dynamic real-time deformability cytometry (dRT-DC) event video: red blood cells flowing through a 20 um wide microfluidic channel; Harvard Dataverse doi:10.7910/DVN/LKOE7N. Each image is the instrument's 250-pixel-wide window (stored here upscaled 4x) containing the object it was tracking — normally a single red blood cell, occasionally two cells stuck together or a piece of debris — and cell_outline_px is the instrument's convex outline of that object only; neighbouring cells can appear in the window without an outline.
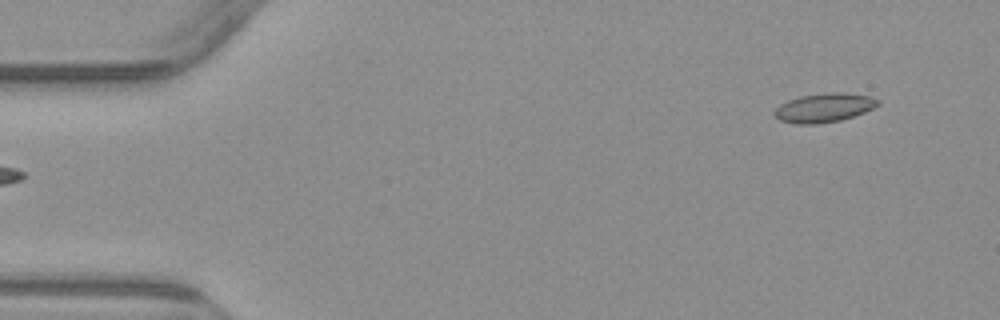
{"species": "common noctule bat (a hibernating species)", "species_latin": "Nyctalus noctula", "temperature_condition": "warm", "stored_images_in_passage": 6, "camera_frame_rate_fps": 3000, "um_per_image_px": 0.085, "animal": {"sex": "male", "body_mass_g": 23.1, "forearm_length_mm": 52.7}, "frame": {"image": 1, "passage_image": 6, "time_ms": 6.0, "image_size_px": [1000, 320], "cell_outline_px": [[880, 104], [864, 112], [840, 120], [816, 124], [796, 124], [780, 120], [772, 112], [780, 104], [788, 100], [800, 96], [824, 92], [844, 92], [872, 96], [880, 100]], "centroid_in_image_um": [70.05, 9.14], "position_along_channel_um": 14.9, "area_um2": 17.57}}